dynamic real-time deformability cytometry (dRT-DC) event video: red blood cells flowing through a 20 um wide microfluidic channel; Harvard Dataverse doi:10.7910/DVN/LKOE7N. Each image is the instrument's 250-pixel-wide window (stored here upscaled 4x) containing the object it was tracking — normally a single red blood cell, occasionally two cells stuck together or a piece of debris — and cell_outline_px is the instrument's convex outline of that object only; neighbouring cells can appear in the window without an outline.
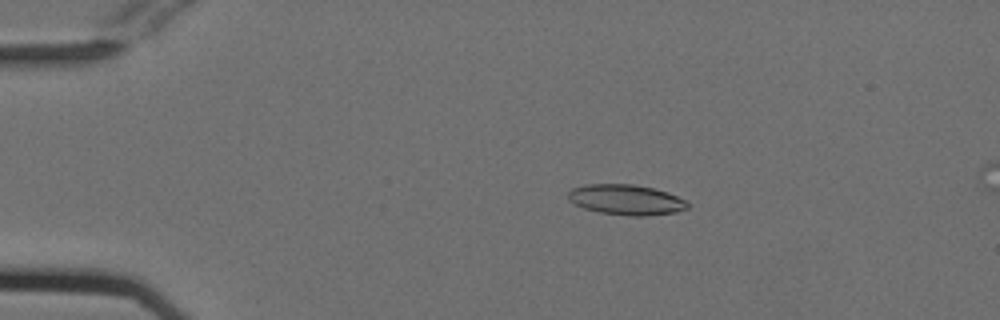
{"species": "Egyptian fruit bat (a non-hibernating species)", "species_latin": "Rousettus aegyptiacus", "temperature_condition": "cold", "stored_images_in_passage": 44, "camera_frame_rate_fps": 3000, "um_per_image_px": 0.085, "animal": {"sex": "female"}, "frame": {"image": 1, "passage_image": 1, "time_ms": 0.0, "image_size_px": [1000, 320], "cell_outline_px": [[688, 208], [676, 212], [648, 216], [628, 216], [600, 212], [584, 208], [572, 204], [568, 200], [568, 192], [572, 188], [584, 184], [632, 184], [652, 188], [668, 192], [684, 200], [688, 204]], "centroid_in_image_um": [53.18, 16.98], "position_along_channel_um": 31.8, "area_um2": 21.21}}
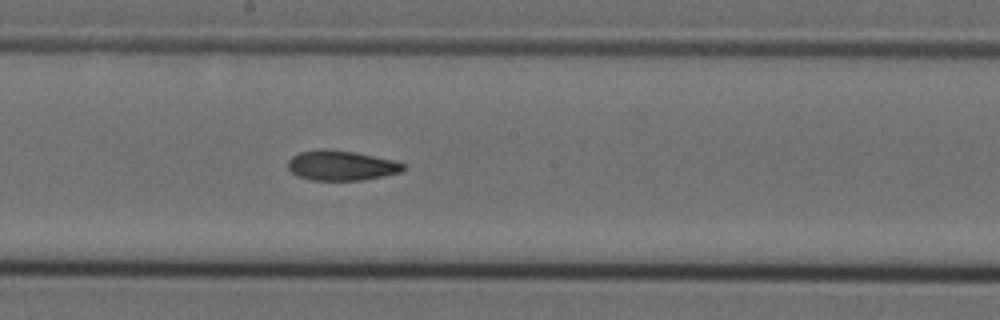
{"frame": {"image": 2, "passage_image": 20, "time_ms": 6.333, "image_size_px": [1000, 320], "cell_outline_px": [[404, 168], [400, 172], [360, 180], [312, 180], [296, 176], [288, 168], [288, 160], [292, 156], [300, 152], [320, 148], [356, 152], [396, 160], [404, 164]], "centroid_in_image_um": [28.98, 14.05], "position_along_channel_um": 219.2, "area_um2": 20.11}}
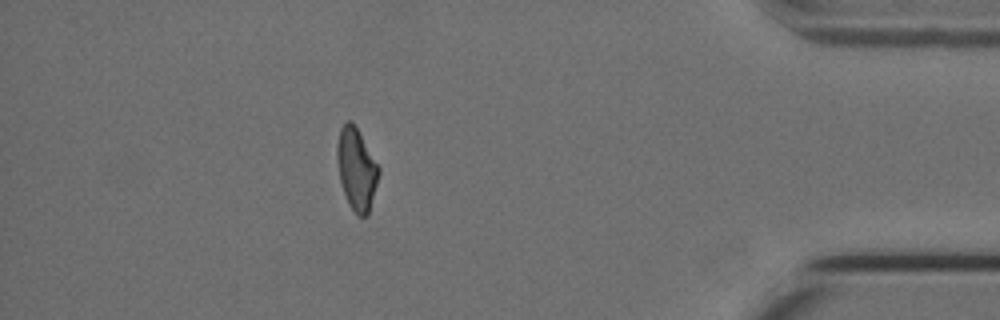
{"frame": {"image": 3, "passage_image": 38, "time_ms": 12.333, "image_size_px": [1000, 320], "cell_outline_px": [[380, 172], [368, 216], [360, 216], [348, 204], [340, 180], [336, 160], [336, 144], [340, 128], [348, 120], [352, 120], [380, 168]], "centroid_in_image_um": [30.29, 14.35], "position_along_channel_um": 404.9, "area_um2": 19.83}, "authors_computed_cell_mechanics": {"area_um2": 20.4612, "velocity_mm_per_s": 3.8075, "shape_relaxation_time_tau1_ms": null, "shape_relaxation_time_tau2_ms": 4.7777, "deformation_change_tau1": null, "deformation_change_tau2": 0.1199}}